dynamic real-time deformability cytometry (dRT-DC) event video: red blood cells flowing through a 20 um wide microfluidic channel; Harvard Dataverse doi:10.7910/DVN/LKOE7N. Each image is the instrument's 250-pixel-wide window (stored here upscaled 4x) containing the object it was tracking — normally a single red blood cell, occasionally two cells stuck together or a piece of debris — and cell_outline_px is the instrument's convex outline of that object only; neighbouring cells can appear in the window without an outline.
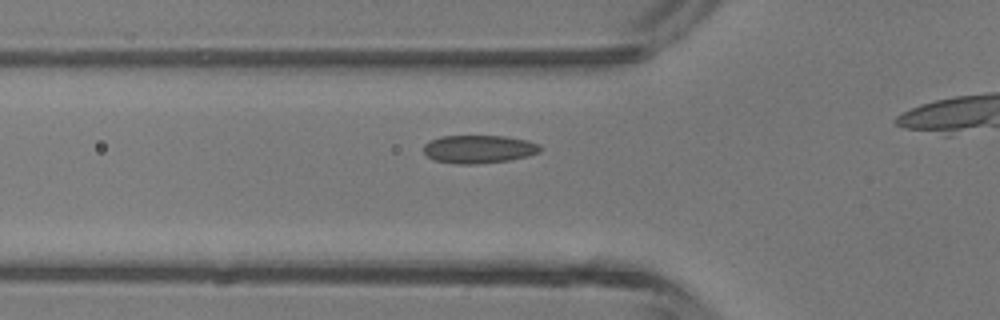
{"species": "common noctule bat (a hibernating species)", "species_latin": "Nyctalus noctula", "temperature_condition": "room temperature", "stored_images_in_passage": 16, "camera_frame_rate_fps": 3000, "um_per_image_px": 0.085, "animal": {"sex": "male", "body_mass_g": 13.3}, "frame": {"image": 1, "passage_image": 6, "time_ms": 1.667, "image_size_px": [1000, 320], "cell_outline_px": [[544, 148], [540, 152], [528, 156], [508, 160], [476, 164], [456, 164], [432, 160], [424, 152], [424, 144], [428, 140], [440, 136], [504, 136], [528, 140], [540, 144]], "centroid_in_image_um": [40.71, 12.67], "position_along_channel_um": 85.1, "area_um2": 19.36}}
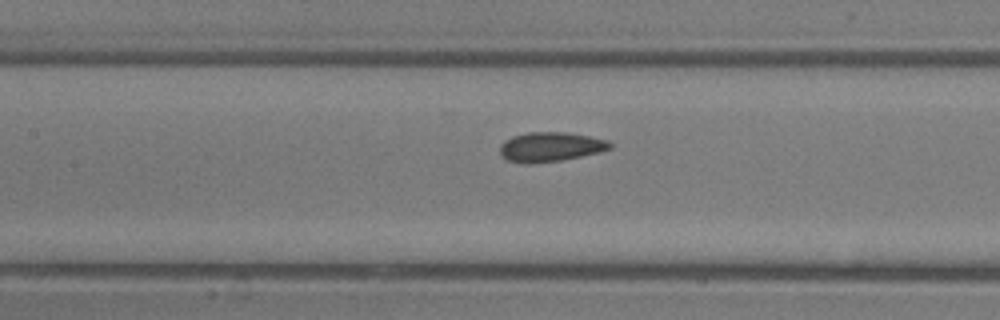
{"frame": {"image": 2, "passage_image": 11, "time_ms": 3.333, "image_size_px": [1000, 320], "cell_outline_px": [[612, 148], [600, 152], [560, 160], [532, 164], [524, 164], [504, 160], [500, 156], [500, 144], [504, 140], [512, 136], [528, 132], [568, 132], [608, 140], [612, 144]], "centroid_in_image_um": [46.73, 12.49], "position_along_channel_um": 160.7, "area_um2": 19.19}}
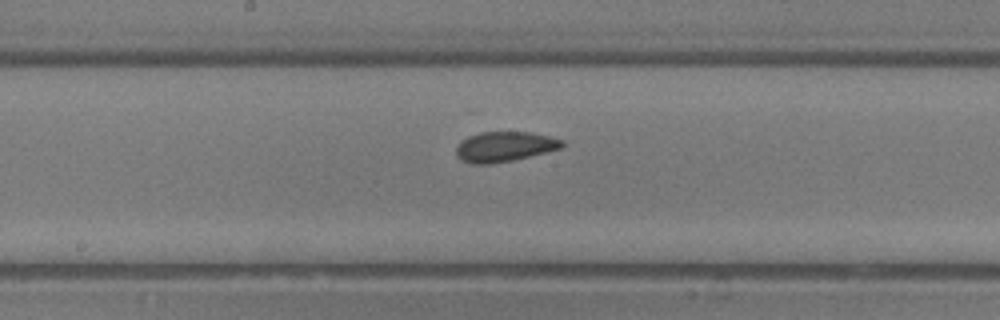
{"frame": {"image": 3, "passage_image": 14, "time_ms": 4.333, "image_size_px": [1000, 320], "cell_outline_px": [[564, 144], [560, 148], [548, 152], [512, 160], [488, 164], [472, 164], [460, 160], [456, 156], [456, 144], [460, 140], [468, 136], [480, 132], [532, 132], [564, 140]], "centroid_in_image_um": [42.84, 12.46], "position_along_channel_um": 205.4, "area_um2": 18.73}}